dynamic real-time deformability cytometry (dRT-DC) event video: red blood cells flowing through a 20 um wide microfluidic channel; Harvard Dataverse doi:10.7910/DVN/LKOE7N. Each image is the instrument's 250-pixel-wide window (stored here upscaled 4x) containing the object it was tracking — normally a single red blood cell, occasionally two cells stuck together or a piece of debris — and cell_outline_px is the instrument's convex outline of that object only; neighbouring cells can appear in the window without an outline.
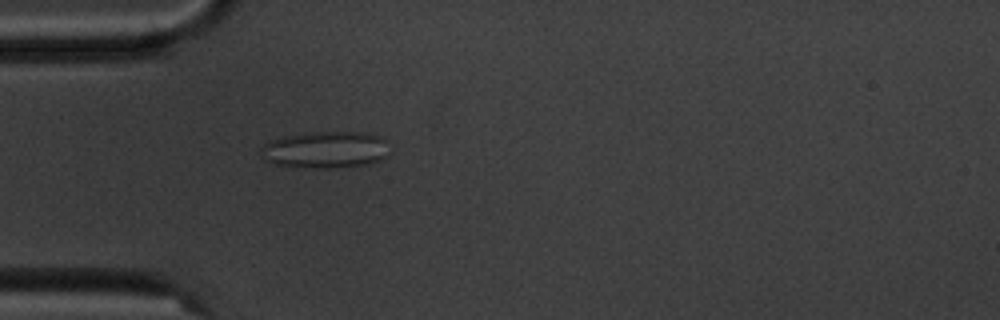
{"species": "common noctule bat (a hibernating species)", "species_latin": "Nyctalus noctula", "temperature_condition": "cold", "stored_images_in_passage": 4, "camera_frame_rate_fps": 3000, "um_per_image_px": 0.085, "animal": {"sex": "male", "body_mass_g": 20.1, "forearm_length_mm": 53.5}, "frame": {"image": 1, "passage_image": 4, "time_ms": 3.333, "image_size_px": [1000, 320], "cell_outline_px": [[388, 156], [380, 160], [368, 164], [332, 168], [316, 168], [276, 164], [260, 156], [260, 148], [264, 144], [272, 140], [284, 136], [304, 132], [364, 132], [380, 136], [388, 140]], "centroid_in_image_um": [27.71, 12.71], "position_along_channel_um": 57.3, "area_um2": 27.8}}